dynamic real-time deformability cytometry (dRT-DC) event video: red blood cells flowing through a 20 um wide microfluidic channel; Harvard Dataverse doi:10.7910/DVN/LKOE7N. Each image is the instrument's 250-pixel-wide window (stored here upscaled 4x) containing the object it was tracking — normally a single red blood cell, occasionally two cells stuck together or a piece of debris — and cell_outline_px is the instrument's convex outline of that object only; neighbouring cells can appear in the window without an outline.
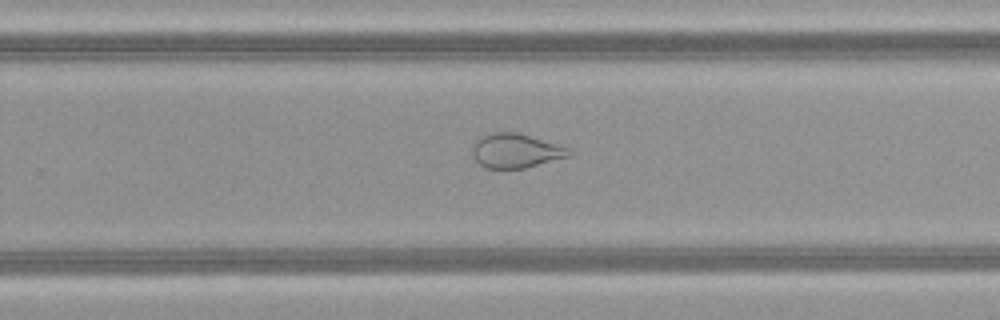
{"species": "common noctule bat (a hibernating species)", "species_latin": "Nyctalus noctula", "temperature_condition": "warm", "stored_images_in_passage": 49, "camera_frame_rate_fps": 3000, "um_per_image_px": 0.085, "animal": {"sex": "female", "body_mass_g": 21.9}, "frame": {"image": 1, "passage_image": 32, "time_ms": 10.333, "image_size_px": [1000, 320], "cell_outline_px": [[572, 156], [524, 168], [484, 168], [476, 160], [472, 152], [472, 148], [476, 140], [492, 132], [516, 132], [568, 148]], "centroid_in_image_um": [43.82, 12.83], "position_along_channel_um": 286.0, "area_um2": 18.96}}
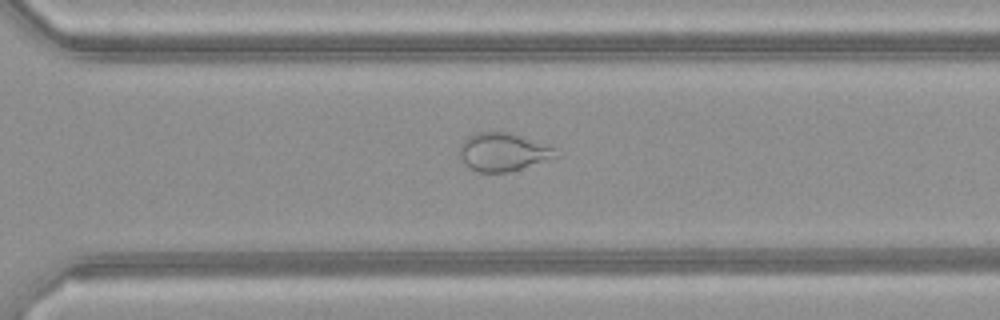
{"frame": {"image": 2, "passage_image": 35, "time_ms": 11.333, "image_size_px": [1000, 320], "cell_outline_px": [[560, 156], [552, 160], [508, 172], [476, 172], [464, 164], [460, 156], [460, 144], [468, 136], [476, 132], [508, 132], [556, 148]], "centroid_in_image_um": [42.79, 12.94], "position_along_channel_um": 327.8, "area_um2": 21.56}}
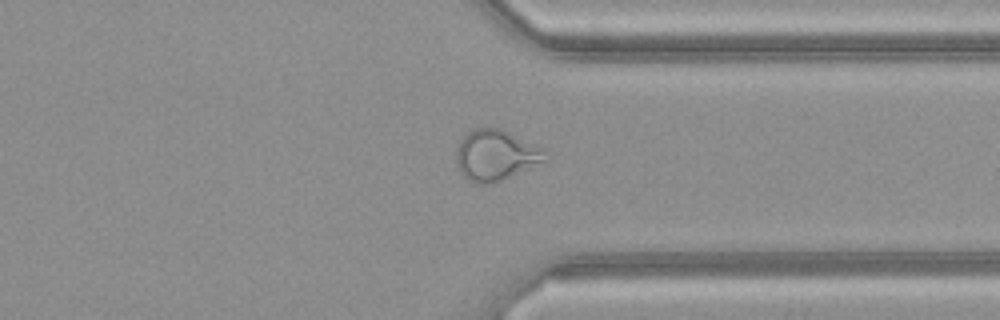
{"frame": {"image": 3, "passage_image": 38, "time_ms": 12.333, "image_size_px": [1000, 320], "cell_outline_px": [[548, 160], [500, 180], [484, 184], [476, 184], [468, 180], [460, 172], [456, 164], [456, 148], [460, 140], [468, 132], [476, 128], [500, 128], [544, 148]], "centroid_in_image_um": [42.12, 13.18], "position_along_channel_um": 369.3, "area_um2": 26.13}, "authors_computed_cell_mechanics": {"area_um2": 28.9578, "velocity_mm_per_s": 4.1978, "shape_relaxation_time_tau1_ms": null, "shape_relaxation_time_tau2_ms": 1.1837, "deformation_change_tau1": null, "deformation_change_tau2": 0.0735}}